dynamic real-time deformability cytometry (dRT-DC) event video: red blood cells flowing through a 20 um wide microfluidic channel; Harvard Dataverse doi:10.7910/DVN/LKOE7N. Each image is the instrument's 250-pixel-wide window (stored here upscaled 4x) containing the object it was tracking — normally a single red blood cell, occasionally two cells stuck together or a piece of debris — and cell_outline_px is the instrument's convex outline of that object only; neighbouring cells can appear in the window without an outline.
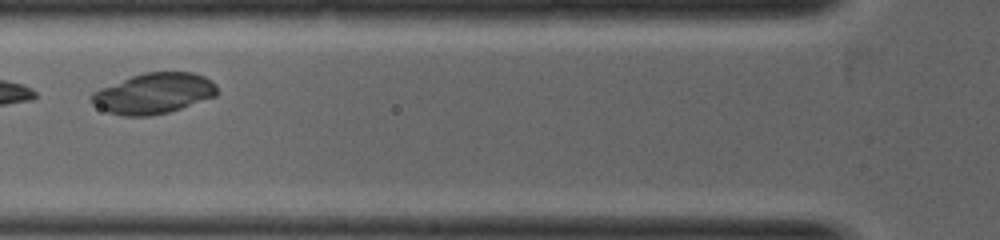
{"species": "common noctule bat (a hibernating species)", "species_latin": "Nyctalus noctula", "temperature_condition": "warm", "stored_images_in_passage": 4, "camera_frame_rate_fps": 5000, "um_per_image_px": 0.085, "animal": {"sex": "female", "body_mass_g": 19.0, "forearm_length_mm": 53.3}, "frame": {"image": 1, "passage_image": 4, "time_ms": 0.8, "image_size_px": [1000, 240], "cell_outline_px": [[216, 96], [168, 112], [148, 116], [124, 116], [108, 112], [92, 104], [92, 92], [100, 88], [132, 76], [144, 72], [192, 72], [204, 76], [212, 80], [216, 84]], "centroid_in_image_um": [13.07, 7.93], "position_along_channel_um": 112.7, "area_um2": 29.48}}